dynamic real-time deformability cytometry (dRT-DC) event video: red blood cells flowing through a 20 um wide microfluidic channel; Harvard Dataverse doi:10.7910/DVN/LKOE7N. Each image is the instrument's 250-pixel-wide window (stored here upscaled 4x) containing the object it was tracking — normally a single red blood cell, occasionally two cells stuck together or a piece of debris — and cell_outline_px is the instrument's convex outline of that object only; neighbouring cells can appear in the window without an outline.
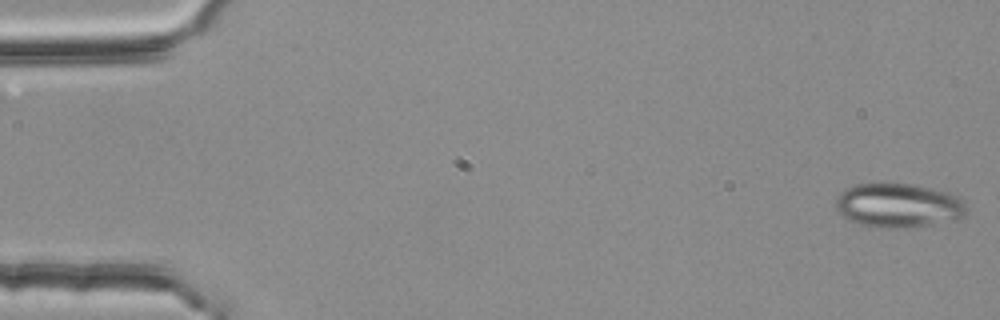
{"species": "common noctule bat (a hibernating species)", "species_latin": "Nyctalus noctula", "temperature_condition": "room temperature", "stored_images_in_passage": 12, "camera_frame_rate_fps": 3000, "um_per_image_px": 0.085, "animal": {"sex": "female", "body_mass_g": 25.1}, "frame": {"image": 1, "passage_image": 1, "time_ms": 0.0, "image_size_px": [1000, 320], "cell_outline_px": [[968, 212], [964, 216], [956, 220], [908, 228], [876, 228], [860, 224], [848, 220], [836, 208], [836, 200], [840, 192], [856, 184], [880, 180], [916, 184], [952, 192], [964, 200], [968, 208]], "centroid_in_image_um": [76.41, 17.42], "position_along_channel_um": 8.6, "area_um2": 35.03}}